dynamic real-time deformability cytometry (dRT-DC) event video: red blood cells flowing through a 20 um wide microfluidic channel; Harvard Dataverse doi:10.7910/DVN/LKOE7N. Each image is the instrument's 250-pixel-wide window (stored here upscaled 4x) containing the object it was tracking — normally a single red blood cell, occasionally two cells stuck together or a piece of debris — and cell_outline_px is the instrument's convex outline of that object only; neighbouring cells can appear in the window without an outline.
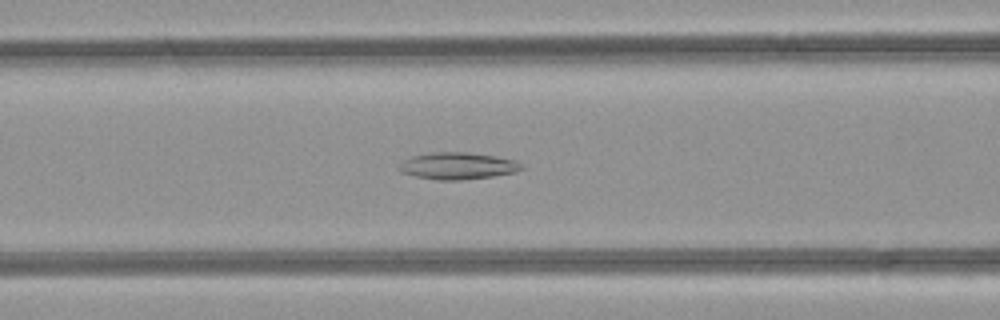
{"species": "common noctule bat (a hibernating species)", "species_latin": "Nyctalus noctula", "temperature_condition": "room temperature", "stored_images_in_passage": 49, "camera_frame_rate_fps": 3000, "um_per_image_px": 0.085, "animal": {"sex": "female", "body_mass_g": 21.9}, "frame": {"image": 1, "passage_image": 19, "time_ms": 6.0, "image_size_px": [1000, 320], "cell_outline_px": [[524, 168], [516, 172], [492, 176], [460, 180], [436, 180], [416, 176], [400, 172], [396, 168], [404, 160], [412, 156], [432, 152], [468, 152], [496, 156], [516, 160]], "centroid_in_image_um": [38.89, 14.1], "position_along_channel_um": 127.7, "area_um2": 19.25}}
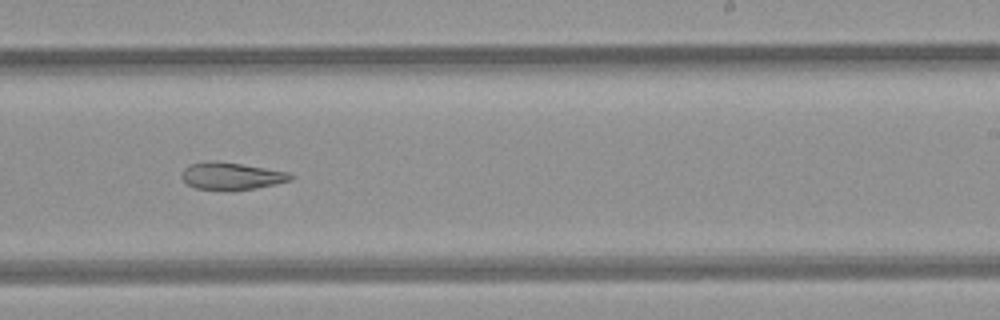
{"frame": {"image": 2, "passage_image": 29, "time_ms": 9.333, "image_size_px": [1000, 320], "cell_outline_px": [[292, 180], [276, 184], [256, 188], [228, 192], [196, 188], [188, 184], [180, 176], [184, 168], [192, 164], [208, 160], [216, 160], [288, 172], [292, 176]], "centroid_in_image_um": [19.64, 14.98], "position_along_channel_um": 269.4, "area_um2": 17.51}}
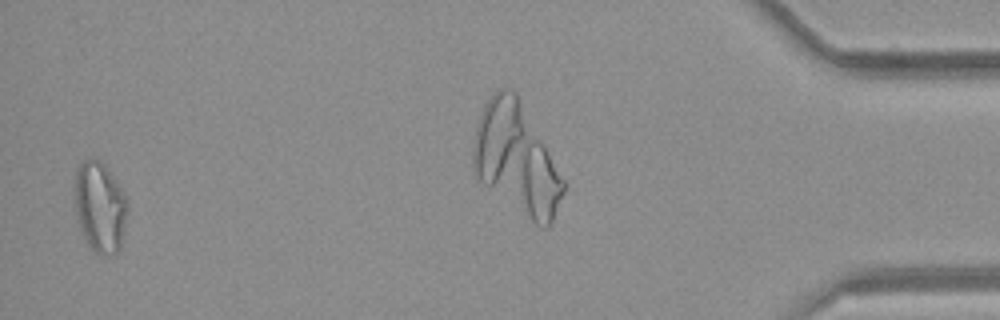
{"frame": {"image": 3, "passage_image": 47, "time_ms": 15.333, "image_size_px": [1000, 320], "cell_outline_px": [[128, 204], [124, 228], [120, 248], [116, 252], [100, 256], [92, 252], [80, 228], [76, 212], [72, 192], [76, 172], [80, 164], [84, 160], [100, 160], [104, 164], [116, 180], [124, 192], [128, 200]], "centroid_in_image_um": [8.48, 17.6], "position_along_channel_um": 426.7, "area_um2": 28.09}, "authors_computed_cell_mechanics": {"area_um2": 22.4842, "velocity_mm_per_s": 4.2571, "shape_relaxation_time_tau1_ms": null, "shape_relaxation_time_tau2_ms": 5.5385, "deformation_change_tau1": null, "deformation_change_tau2": 0.1458}}